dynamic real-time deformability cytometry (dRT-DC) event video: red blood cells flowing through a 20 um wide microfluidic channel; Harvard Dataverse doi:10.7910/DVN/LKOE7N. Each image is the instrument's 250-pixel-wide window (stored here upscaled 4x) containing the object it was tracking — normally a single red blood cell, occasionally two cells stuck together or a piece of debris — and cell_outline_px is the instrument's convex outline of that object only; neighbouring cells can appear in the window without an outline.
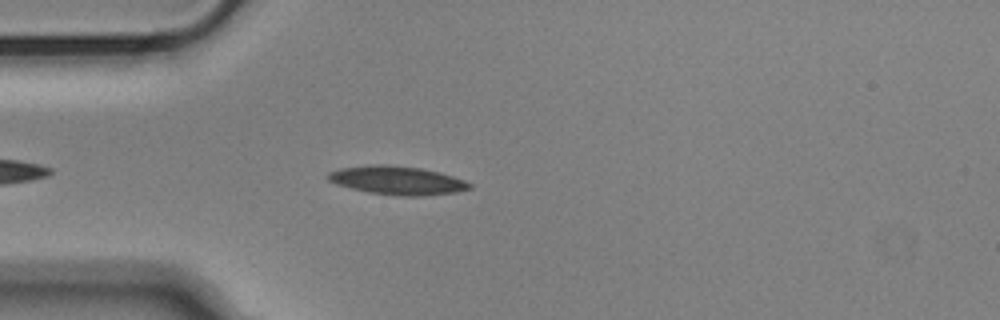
{"species": "Egyptian fruit bat (a non-hibernating species)", "species_latin": "Rousettus aegyptiacus", "temperature_condition": "cold", "stored_images_in_passage": 29, "camera_frame_rate_fps": 3000, "um_per_image_px": 0.085, "animal": {"sex": "male"}, "frame": {"image": 1, "passage_image": 5, "time_ms": 1.333, "image_size_px": [1000, 320], "cell_outline_px": [[472, 188], [456, 192], [420, 196], [400, 196], [368, 192], [336, 184], [328, 180], [328, 172], [340, 168], [376, 164], [384, 164], [420, 168], [452, 176], [464, 180], [472, 184]], "centroid_in_image_um": [33.76, 15.33], "position_along_channel_um": 51.2, "area_um2": 23.29}}
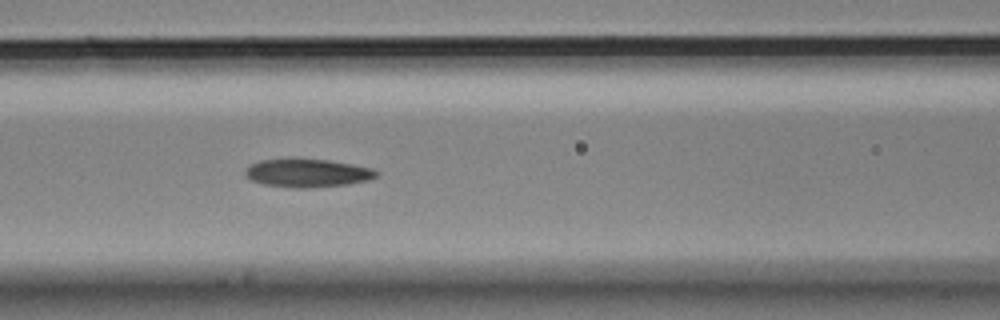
{"frame": {"image": 2, "passage_image": 13, "time_ms": 4.0, "image_size_px": [1000, 320], "cell_outline_px": [[380, 172], [376, 176], [368, 180], [348, 184], [312, 188], [292, 188], [264, 184], [252, 180], [244, 176], [244, 172], [252, 164], [260, 160], [328, 160], [352, 164], [372, 168]], "centroid_in_image_um": [26.16, 14.73], "position_along_channel_um": 140.4, "area_um2": 21.27}}
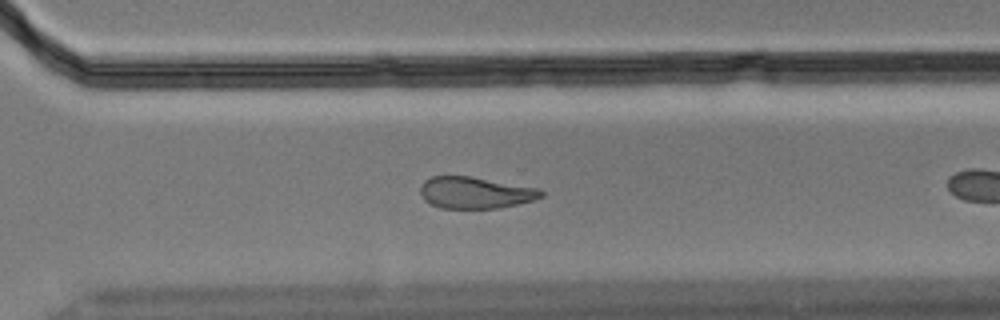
{"frame": {"image": 3, "passage_image": 25, "time_ms": 8.0, "image_size_px": [1000, 320], "cell_outline_px": [[544, 196], [532, 200], [500, 208], [440, 208], [424, 200], [420, 192], [420, 184], [424, 180], [432, 176], [472, 176], [540, 188], [544, 192]], "centroid_in_image_um": [40.4, 16.36], "position_along_channel_um": 330.2, "area_um2": 22.43}}